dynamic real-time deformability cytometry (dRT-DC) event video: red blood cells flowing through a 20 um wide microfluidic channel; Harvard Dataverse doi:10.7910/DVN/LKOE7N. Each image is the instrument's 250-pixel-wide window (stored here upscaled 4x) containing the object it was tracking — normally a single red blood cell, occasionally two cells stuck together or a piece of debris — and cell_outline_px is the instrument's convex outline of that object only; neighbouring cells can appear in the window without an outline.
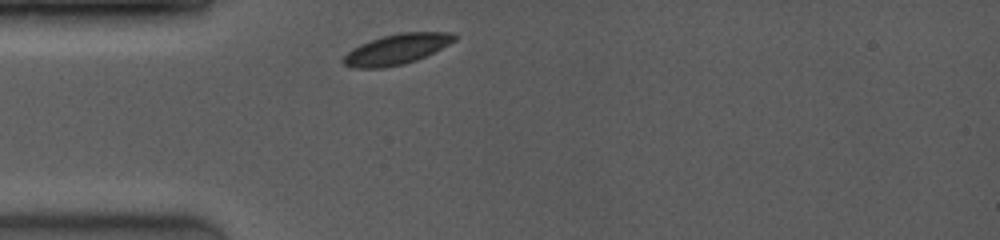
{"species": "common noctule bat (a hibernating species)", "species_latin": "Nyctalus noctula", "temperature_condition": "room temperature", "stored_images_in_passage": 4, "camera_frame_rate_fps": 4000, "um_per_image_px": 0.085, "animal": {"sex": "female", "body_mass_g": 19.0, "forearm_length_mm": 53.3}, "frame": {"image": 1, "passage_image": 1, "time_ms": 0.0, "image_size_px": [1000, 240], "cell_outline_px": [[460, 36], [456, 40], [416, 60], [404, 64], [384, 68], [356, 68], [344, 64], [344, 56], [348, 52], [360, 44], [384, 36], [404, 32], [452, 32]], "centroid_in_image_um": [33.75, 4.18], "position_along_channel_um": 51.2, "area_um2": 19.31}}